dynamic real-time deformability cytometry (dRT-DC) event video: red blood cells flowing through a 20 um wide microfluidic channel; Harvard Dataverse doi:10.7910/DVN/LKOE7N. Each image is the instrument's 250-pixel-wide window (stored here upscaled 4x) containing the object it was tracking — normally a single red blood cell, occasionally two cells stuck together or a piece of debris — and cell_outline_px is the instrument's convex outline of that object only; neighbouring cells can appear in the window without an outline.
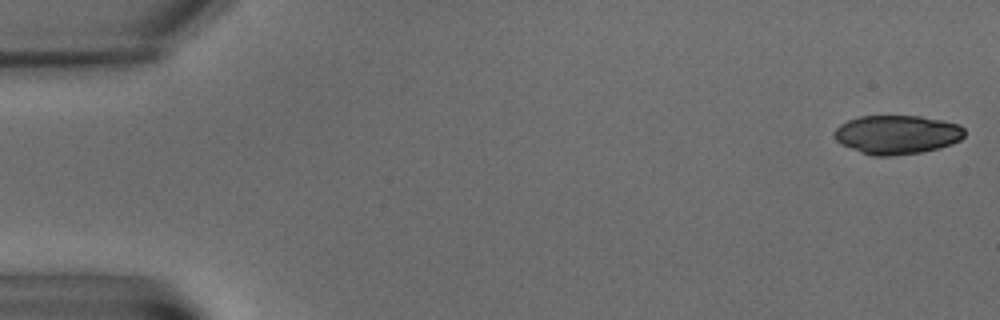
{"species": "common noctule bat (a hibernating species)", "species_latin": "Nyctalus noctula", "temperature_condition": "warm", "stored_images_in_passage": 5, "camera_frame_rate_fps": 3000, "um_per_image_px": 0.085, "animal": {"sex": "male", "body_mass_g": 15.6}, "frame": {"image": 1, "passage_image": 1, "time_ms": 0.0, "image_size_px": [1000, 320], "cell_outline_px": [[964, 136], [960, 140], [952, 144], [940, 148], [920, 152], [892, 156], [872, 156], [860, 152], [840, 144], [832, 136], [832, 132], [840, 124], [848, 120], [860, 116], [920, 116], [944, 120], [960, 124], [964, 128]], "centroid_in_image_um": [76.23, 11.44], "position_along_channel_um": 8.8, "area_um2": 29.88}}